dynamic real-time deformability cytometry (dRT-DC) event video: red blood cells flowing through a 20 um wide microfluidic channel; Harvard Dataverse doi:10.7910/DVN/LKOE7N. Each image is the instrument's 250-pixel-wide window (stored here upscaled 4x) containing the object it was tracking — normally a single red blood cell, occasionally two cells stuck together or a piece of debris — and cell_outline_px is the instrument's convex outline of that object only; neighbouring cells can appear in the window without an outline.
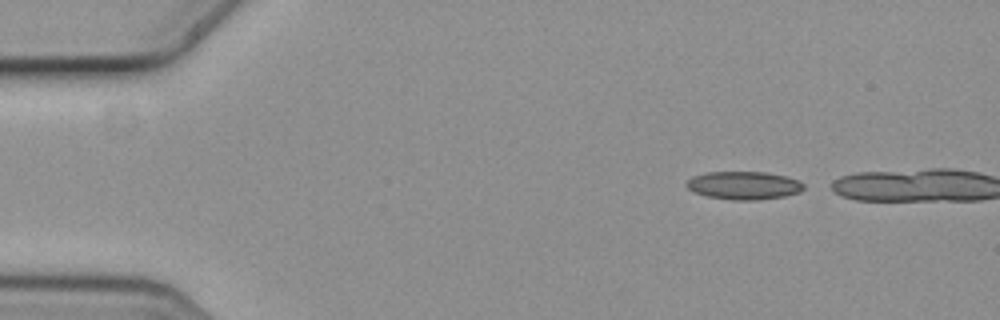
{"species": "common noctule bat (a hibernating species)", "species_latin": "Nyctalus noctula", "temperature_condition": "cold", "stored_images_in_passage": 3, "camera_frame_rate_fps": 3000, "um_per_image_px": 0.085, "animal": {"sex": "female", "body_mass_g": 19.3, "forearm_length_mm": 54.1}, "frame": {"image": 1, "passage_image": 1, "time_ms": 0.0, "image_size_px": [1000, 320], "cell_outline_px": [[804, 188], [800, 192], [784, 196], [756, 200], [732, 200], [708, 196], [696, 192], [688, 188], [684, 184], [692, 176], [704, 172], [768, 172], [784, 176], [796, 180], [804, 184]], "centroid_in_image_um": [63.21, 15.75], "position_along_channel_um": 21.8, "area_um2": 19.07}}